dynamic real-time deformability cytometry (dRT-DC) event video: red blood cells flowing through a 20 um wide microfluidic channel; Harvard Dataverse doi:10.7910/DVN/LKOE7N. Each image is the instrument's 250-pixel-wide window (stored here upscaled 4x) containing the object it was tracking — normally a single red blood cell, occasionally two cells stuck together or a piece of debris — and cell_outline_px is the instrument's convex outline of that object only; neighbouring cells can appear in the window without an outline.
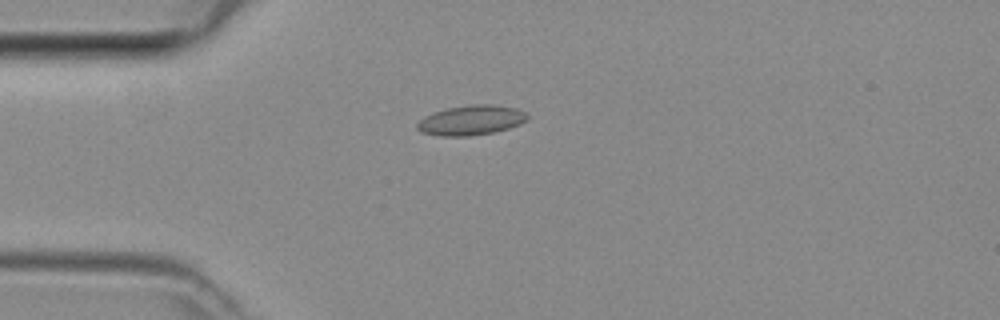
{"species": "common noctule bat (a hibernating species)", "species_latin": "Nyctalus noctula", "temperature_condition": "room temperature", "stored_images_in_passage": 20, "camera_frame_rate_fps": 3000, "um_per_image_px": 0.085, "animal": {"sex": "female", "body_mass_g": 29.2, "forearm_length_mm": 56.3}, "frame": {"image": 1, "passage_image": 3, "time_ms": 0.667, "image_size_px": [1000, 320], "cell_outline_px": [[528, 116], [520, 124], [508, 128], [492, 132], [468, 136], [440, 136], [420, 132], [416, 128], [416, 124], [424, 116], [448, 108], [476, 104], [492, 104], [516, 108], [524, 112]], "centroid_in_image_um": [40.01, 10.22], "position_along_channel_um": 45.0, "area_um2": 18.9}}
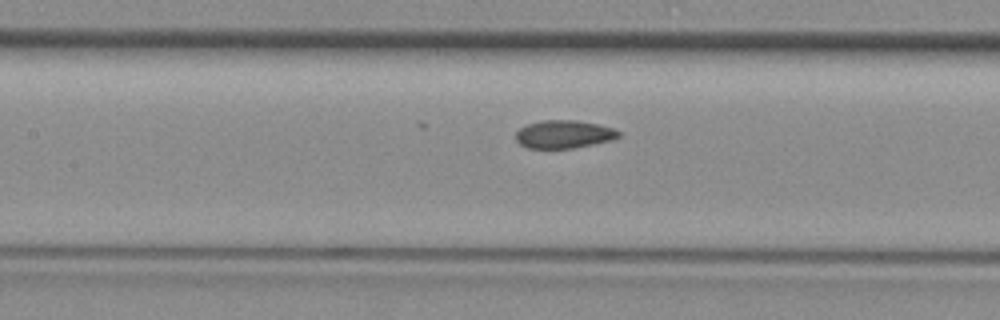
{"frame": {"image": 2, "passage_image": 12, "time_ms": 3.667, "image_size_px": [1000, 320], "cell_outline_px": [[620, 136], [612, 140], [572, 148], [528, 148], [520, 144], [516, 140], [516, 132], [520, 128], [528, 124], [544, 120], [576, 120], [596, 124], [612, 128], [620, 132]], "centroid_in_image_um": [47.92, 11.41], "position_along_channel_um": 159.5, "area_um2": 16.59}}
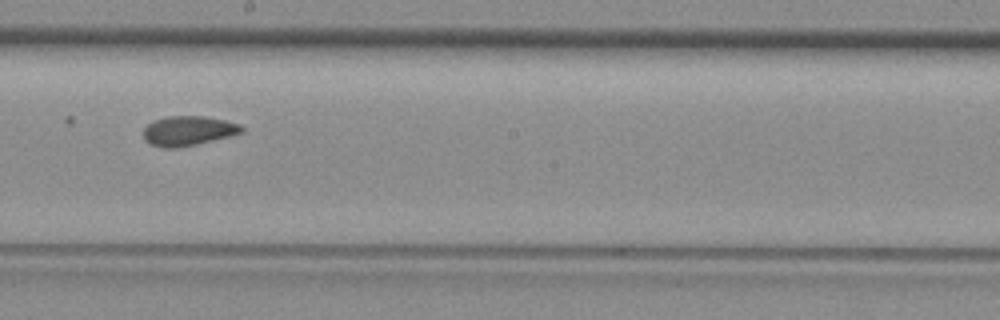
{"frame": {"image": 3, "passage_image": 17, "time_ms": 5.333, "image_size_px": [1000, 320], "cell_outline_px": [[244, 132], [232, 136], [196, 144], [172, 148], [164, 148], [152, 144], [144, 140], [144, 128], [148, 124], [156, 120], [168, 116], [204, 116], [224, 120], [240, 124], [244, 128]], "centroid_in_image_um": [16.04, 11.12], "position_along_channel_um": 232.2, "area_um2": 16.88}}